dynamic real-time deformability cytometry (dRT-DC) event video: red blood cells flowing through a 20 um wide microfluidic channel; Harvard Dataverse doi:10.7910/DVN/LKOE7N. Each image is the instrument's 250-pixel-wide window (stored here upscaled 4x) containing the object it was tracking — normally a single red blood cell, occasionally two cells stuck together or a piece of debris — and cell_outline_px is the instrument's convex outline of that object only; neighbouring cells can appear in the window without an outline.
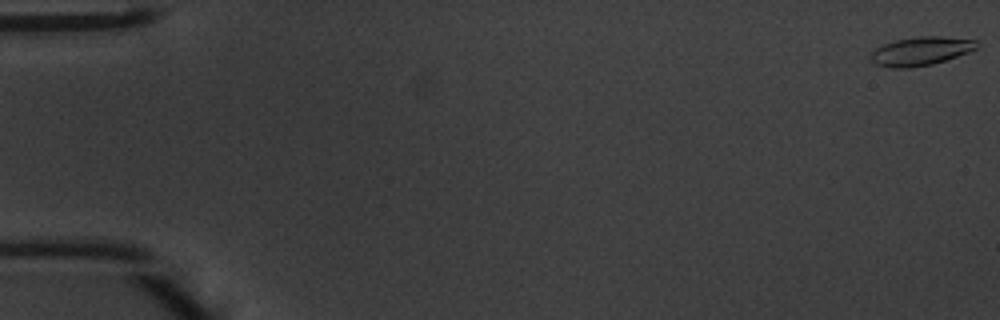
{"species": "common noctule bat (a hibernating species)", "species_latin": "Nyctalus noctula", "temperature_condition": "warm", "stored_images_in_passage": 8, "camera_frame_rate_fps": 3000, "um_per_image_px": 0.085, "animal": {"sex": "male", "body_mass_g": 20.1, "forearm_length_mm": 53.5}, "frame": {"image": 1, "passage_image": 1, "time_ms": 0.0, "image_size_px": [1000, 320], "cell_outline_px": [[980, 44], [976, 48], [968, 52], [932, 64], [912, 68], [892, 68], [876, 64], [868, 56], [876, 48], [884, 44], [896, 40], [920, 36], [940, 36], [976, 40]], "centroid_in_image_um": [78.26, 4.35], "position_along_channel_um": 6.7, "area_um2": 17.57}}